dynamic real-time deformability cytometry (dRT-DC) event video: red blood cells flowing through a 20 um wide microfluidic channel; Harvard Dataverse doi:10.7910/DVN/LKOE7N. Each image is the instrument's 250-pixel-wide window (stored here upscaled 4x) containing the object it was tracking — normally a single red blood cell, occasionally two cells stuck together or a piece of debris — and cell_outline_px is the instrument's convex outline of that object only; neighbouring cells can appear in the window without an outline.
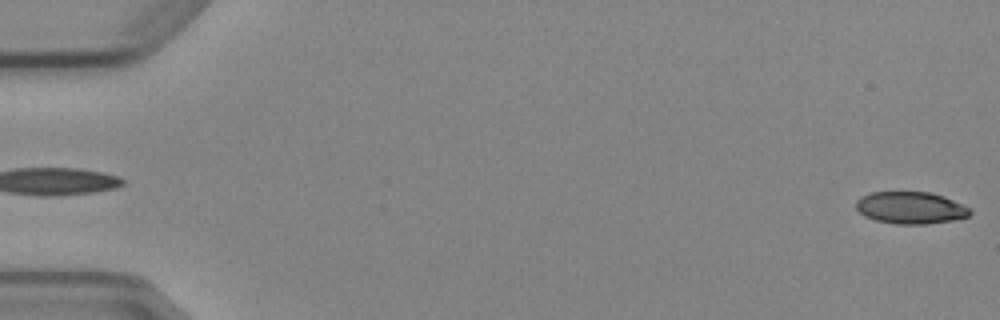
{"species": "Egyptian fruit bat (a non-hibernating species)", "species_latin": "Rousettus aegyptiacus", "temperature_condition": "cold", "stored_images_in_passage": 5, "segment_of_instrument_passage": [2, 2], "camera_frame_rate_fps": 3000, "um_per_image_px": 0.085, "animal": {"sex": "female"}, "frame": {"image": 1, "passage_image": 5, "time_ms": 5.667, "image_size_px": [1000, 320], "cell_outline_px": [[972, 212], [968, 216], [952, 220], [924, 224], [896, 224], [876, 220], [864, 216], [856, 208], [856, 200], [860, 196], [872, 192], [928, 192], [944, 196], [972, 208]], "centroid_in_image_um": [77.4, 17.65], "position_along_channel_um": 7.6, "area_um2": 21.33}}